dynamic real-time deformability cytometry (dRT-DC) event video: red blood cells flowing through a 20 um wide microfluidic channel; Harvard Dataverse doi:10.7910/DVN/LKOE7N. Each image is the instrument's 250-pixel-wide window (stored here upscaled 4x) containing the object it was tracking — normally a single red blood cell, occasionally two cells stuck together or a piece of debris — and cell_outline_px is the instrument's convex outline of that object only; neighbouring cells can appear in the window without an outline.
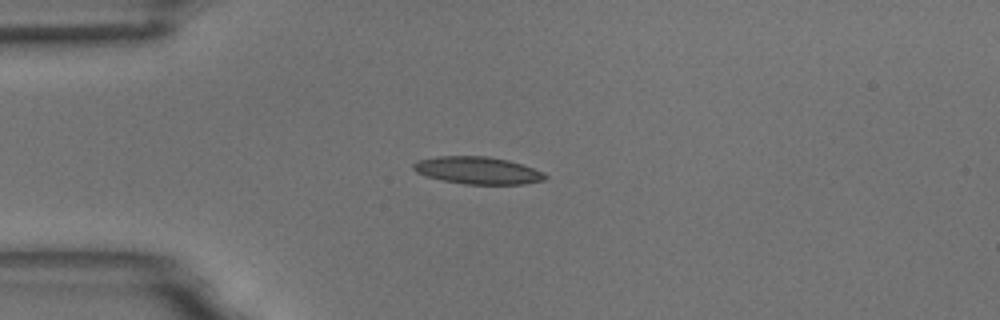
{"species": "common noctule bat (a hibernating species)", "species_latin": "Nyctalus noctula", "temperature_condition": "room temperature", "stored_images_in_passage": 42, "camera_frame_rate_fps": 3000, "um_per_image_px": 0.085, "animal": {"sex": "male", "body_mass_g": 18.8}, "frame": {"image": 1, "passage_image": 1, "time_ms": 0.0, "image_size_px": [1000, 320], "cell_outline_px": [[548, 176], [544, 180], [524, 184], [464, 184], [424, 176], [416, 172], [412, 168], [412, 164], [420, 160], [436, 156], [488, 156], [508, 160], [544, 172]], "centroid_in_image_um": [40.59, 14.48], "position_along_channel_um": 44.4, "area_um2": 20.92}}
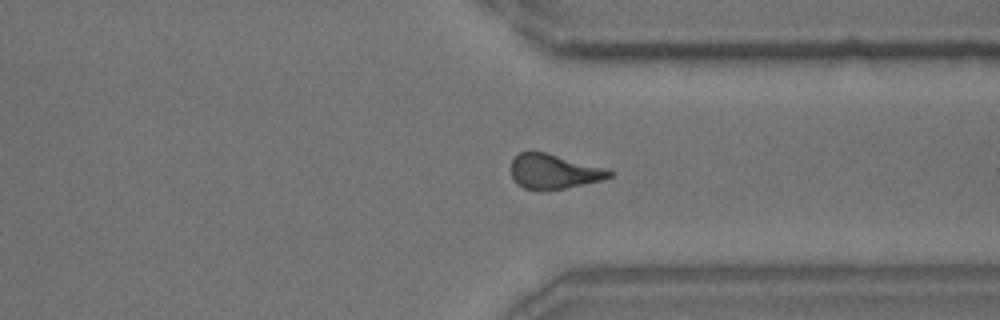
{"frame": {"image": 2, "passage_image": 29, "time_ms": 9.333, "image_size_px": [1000, 320], "cell_outline_px": [[616, 172], [612, 176], [604, 180], [564, 188], [540, 192], [524, 188], [516, 184], [512, 176], [512, 160], [520, 152], [544, 152], [608, 168]], "centroid_in_image_um": [47.12, 14.6], "position_along_channel_um": 364.3, "area_um2": 20.17}}
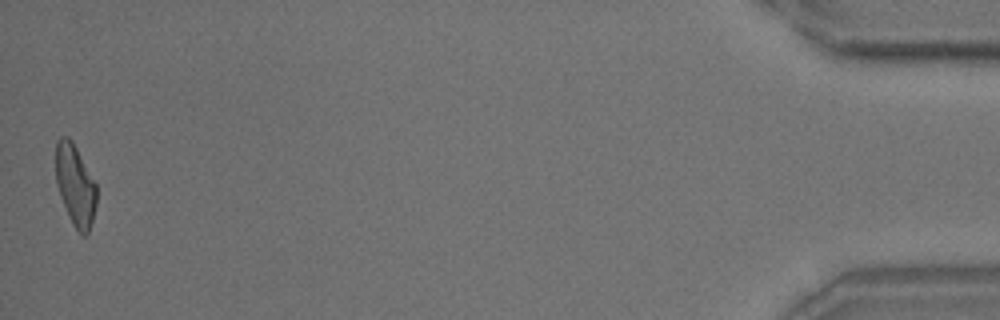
{"frame": {"image": 3, "passage_image": 42, "time_ms": 13.667, "image_size_px": [1000, 320], "cell_outline_px": [[96, 204], [92, 220], [88, 232], [84, 236], [80, 236], [72, 224], [68, 216], [60, 196], [56, 184], [56, 140], [60, 136], [68, 136], [72, 140], [96, 184]], "centroid_in_image_um": [6.38, 15.75], "position_along_channel_um": 428.8, "area_um2": 19.36}, "authors_computed_cell_mechanics": {"area_um2": 20.1722, "velocity_mm_per_s": 3.6338, "shape_relaxation_time_tau1_ms": 5.9368, "shape_relaxation_time_tau2_ms": 3.3543, "deformation_change_tau1": 0.1767, "deformation_change_tau2": 0.1226}}